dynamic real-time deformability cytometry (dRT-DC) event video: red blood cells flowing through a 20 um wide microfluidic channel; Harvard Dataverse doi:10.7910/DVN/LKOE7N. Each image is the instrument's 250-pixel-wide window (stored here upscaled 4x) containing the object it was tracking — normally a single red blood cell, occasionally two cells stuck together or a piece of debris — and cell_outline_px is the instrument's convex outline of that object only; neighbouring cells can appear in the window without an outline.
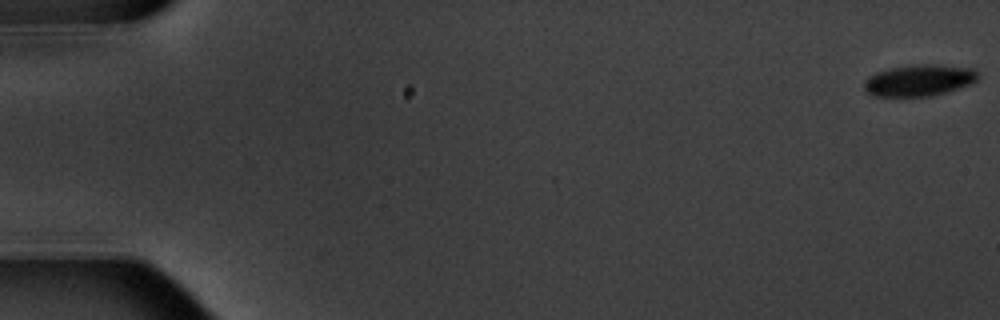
{"species": "common noctule bat (a hibernating species)", "species_latin": "Nyctalus noctula", "temperature_condition": "warm", "stored_images_in_passage": 7, "camera_frame_rate_fps": 3000, "um_per_image_px": 0.085, "animal": {"sex": "male", "body_mass_g": 20.1, "forearm_length_mm": 53.5}, "frame": {"image": 1, "passage_image": 1, "time_ms": 0.0, "image_size_px": [1000, 320], "cell_outline_px": [[976, 80], [968, 84], [932, 96], [876, 96], [868, 92], [864, 88], [864, 80], [868, 76], [876, 72], [892, 68], [916, 64], [932, 64], [972, 68], [976, 72]], "centroid_in_image_um": [78.06, 6.82], "position_along_channel_um": 6.9, "area_um2": 20.46}}
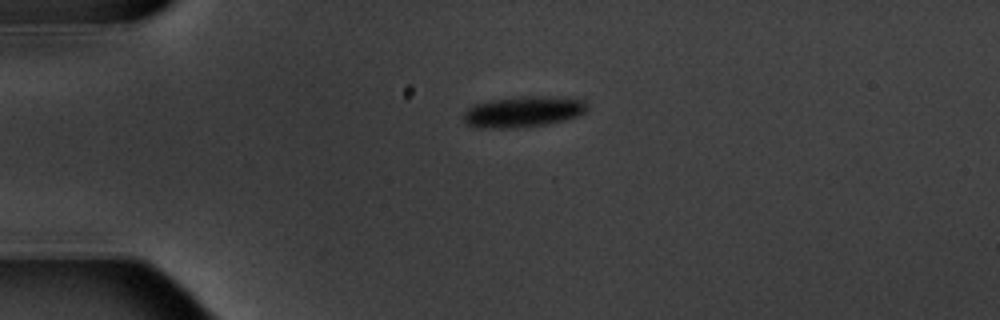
{"frame": {"image": 2, "passage_image": 5, "time_ms": 4.667, "image_size_px": [1000, 320], "cell_outline_px": [[588, 108], [584, 112], [576, 116], [564, 120], [544, 124], [516, 128], [480, 128], [468, 124], [464, 120], [464, 112], [472, 104], [488, 100], [528, 96], [544, 96], [584, 100], [588, 104]], "centroid_in_image_um": [44.44, 9.49], "position_along_channel_um": 40.6, "area_um2": 22.14}}